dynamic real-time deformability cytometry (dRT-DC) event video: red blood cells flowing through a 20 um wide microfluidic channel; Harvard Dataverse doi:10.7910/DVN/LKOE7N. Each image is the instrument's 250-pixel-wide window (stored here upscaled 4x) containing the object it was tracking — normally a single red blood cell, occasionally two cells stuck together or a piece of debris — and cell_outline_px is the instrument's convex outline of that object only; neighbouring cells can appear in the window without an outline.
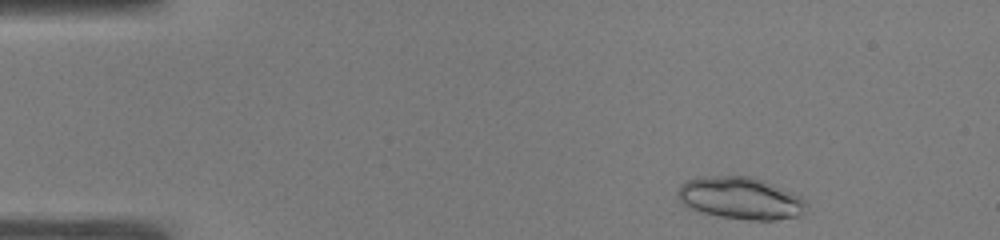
{"species": "common noctule bat (a hibernating species)", "species_latin": "Nyctalus noctula", "temperature_condition": "warm", "stored_images_in_passage": 47, "camera_frame_rate_fps": 3000, "um_per_image_px": 0.085, "animal": {"sex": "male", "body_mass_g": 19.0, "forearm_length_mm": 50.8}, "frame": {"image": 1, "passage_image": 2, "time_ms": 0.333, "image_size_px": [1000, 240], "cell_outline_px": [[808, 208], [800, 216], [776, 220], [748, 220], [720, 216], [688, 208], [680, 200], [680, 184], [688, 180], [704, 176], [748, 176], [760, 180], [792, 192], [808, 200]], "centroid_in_image_um": [63.01, 16.86], "position_along_channel_um": 22.0, "area_um2": 31.33}}
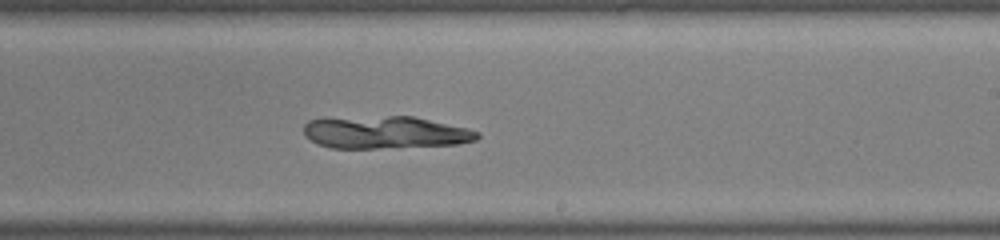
{"frame": {"image": 2, "passage_image": 27, "time_ms": 8.667, "image_size_px": [1000, 240], "cell_outline_px": [[480, 136], [476, 140], [456, 144], [376, 148], [328, 148], [316, 144], [304, 136], [304, 124], [308, 120], [388, 116], [412, 116], [468, 128], [480, 132]], "centroid_in_image_um": [32.74, 11.27], "position_along_channel_um": 256.3, "area_um2": 32.54}}
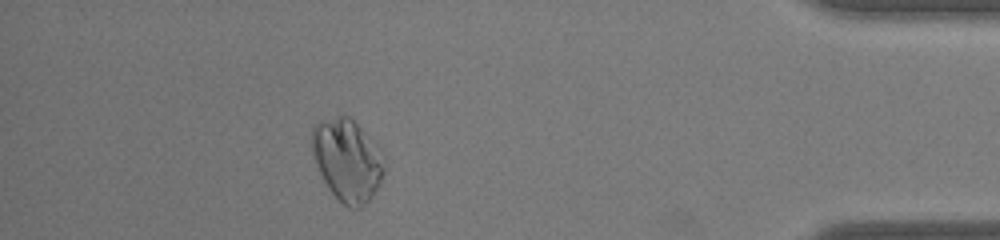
{"frame": {"image": 3, "passage_image": 42, "time_ms": 13.667, "image_size_px": [1000, 240], "cell_outline_px": [[384, 172], [380, 184], [372, 196], [360, 208], [348, 208], [328, 188], [316, 164], [312, 152], [312, 128], [316, 124], [340, 116], [348, 116], [380, 148], [384, 156]], "centroid_in_image_um": [29.54, 13.64], "position_along_channel_um": 405.7, "area_um2": 34.04}}